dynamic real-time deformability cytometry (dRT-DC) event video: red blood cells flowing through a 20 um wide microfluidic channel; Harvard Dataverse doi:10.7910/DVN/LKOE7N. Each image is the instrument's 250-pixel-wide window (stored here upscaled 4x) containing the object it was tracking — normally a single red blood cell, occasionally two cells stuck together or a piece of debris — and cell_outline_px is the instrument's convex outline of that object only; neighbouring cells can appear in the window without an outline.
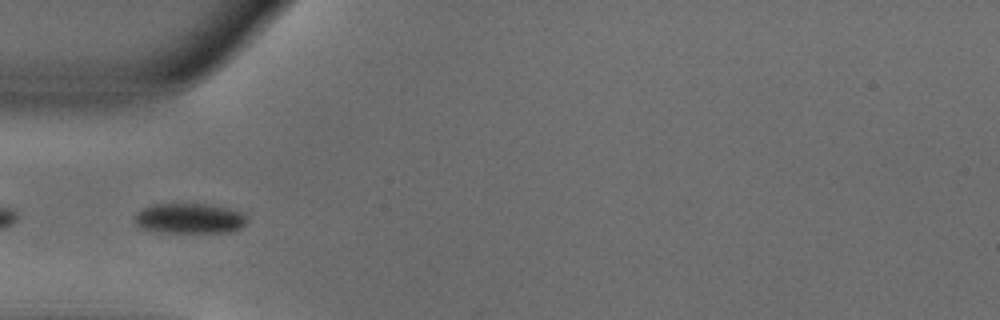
{"species": "common noctule bat (a hibernating species)", "species_latin": "Nyctalus noctula", "temperature_condition": "warm", "stored_images_in_passage": 4, "camera_frame_rate_fps": 3000, "um_per_image_px": 0.085, "animal": {"sex": "male", "body_mass_g": 18.8}, "frame": {"image": 1, "passage_image": 2, "time_ms": 0.333, "image_size_px": [1000, 320], "cell_outline_px": [[248, 220], [240, 228], [232, 232], [152, 232], [136, 224], [132, 220], [136, 212], [148, 204], [212, 204], [228, 208], [240, 212], [248, 216]], "centroid_in_image_um": [16.08, 18.56], "position_along_channel_um": 68.9, "area_um2": 20.11}}